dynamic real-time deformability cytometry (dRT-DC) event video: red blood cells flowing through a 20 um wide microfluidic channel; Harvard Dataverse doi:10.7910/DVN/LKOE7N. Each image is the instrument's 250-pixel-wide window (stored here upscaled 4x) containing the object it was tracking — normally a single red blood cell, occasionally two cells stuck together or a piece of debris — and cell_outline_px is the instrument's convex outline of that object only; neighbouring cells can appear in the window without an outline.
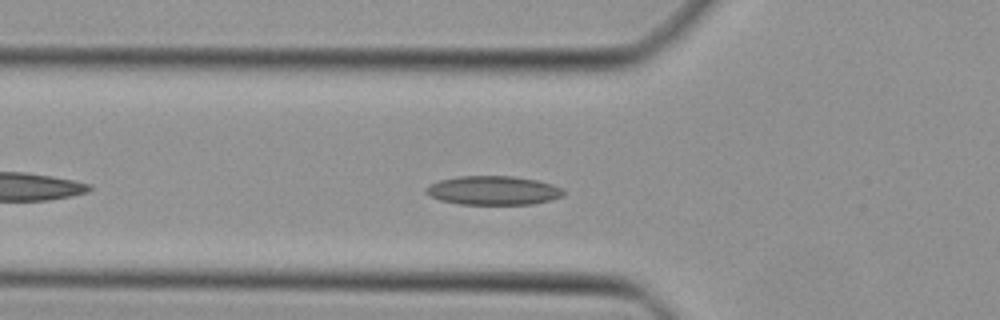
{"species": "Egyptian fruit bat (a non-hibernating species)", "species_latin": "Rousettus aegyptiacus", "temperature_condition": "cold", "stored_images_in_passage": 37, "camera_frame_rate_fps": 3000, "um_per_image_px": 0.085, "animal": {"sex": "female"}, "frame": {"image": 1, "passage_image": 5, "time_ms": 1.333, "image_size_px": [1000, 320], "cell_outline_px": [[564, 196], [552, 200], [532, 204], [460, 204], [440, 200], [424, 192], [424, 188], [440, 180], [460, 176], [512, 176], [536, 180], [552, 184], [560, 188], [564, 192]], "centroid_in_image_um": [41.94, 16.19], "position_along_channel_um": 83.9, "area_um2": 23.06}}
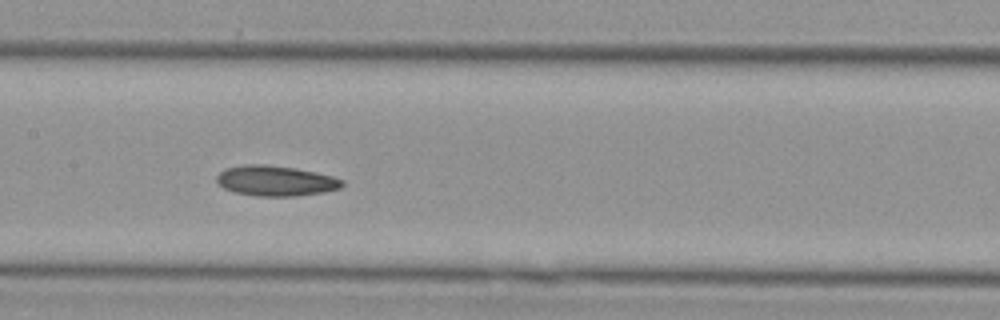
{"frame": {"image": 2, "passage_image": 12, "time_ms": 3.667, "image_size_px": [1000, 320], "cell_outline_px": [[344, 184], [340, 188], [324, 192], [296, 196], [256, 196], [236, 192], [224, 188], [216, 180], [216, 176], [224, 168], [244, 164], [264, 164], [296, 168], [316, 172], [332, 176], [344, 180]], "centroid_in_image_um": [23.44, 15.36], "position_along_channel_um": 184.0, "area_um2": 22.25}}
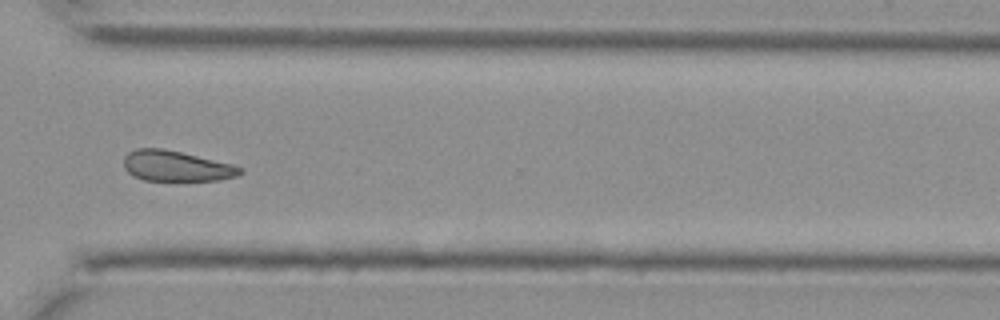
{"frame": {"image": 3, "passage_image": 24, "time_ms": 7.667, "image_size_px": [1000, 320], "cell_outline_px": [[244, 172], [236, 176], [220, 180], [144, 180], [132, 176], [124, 168], [124, 156], [128, 152], [136, 148], [164, 148], [232, 164], [244, 168]], "centroid_in_image_um": [14.97, 14.11], "position_along_channel_um": 355.6, "area_um2": 20.75}}